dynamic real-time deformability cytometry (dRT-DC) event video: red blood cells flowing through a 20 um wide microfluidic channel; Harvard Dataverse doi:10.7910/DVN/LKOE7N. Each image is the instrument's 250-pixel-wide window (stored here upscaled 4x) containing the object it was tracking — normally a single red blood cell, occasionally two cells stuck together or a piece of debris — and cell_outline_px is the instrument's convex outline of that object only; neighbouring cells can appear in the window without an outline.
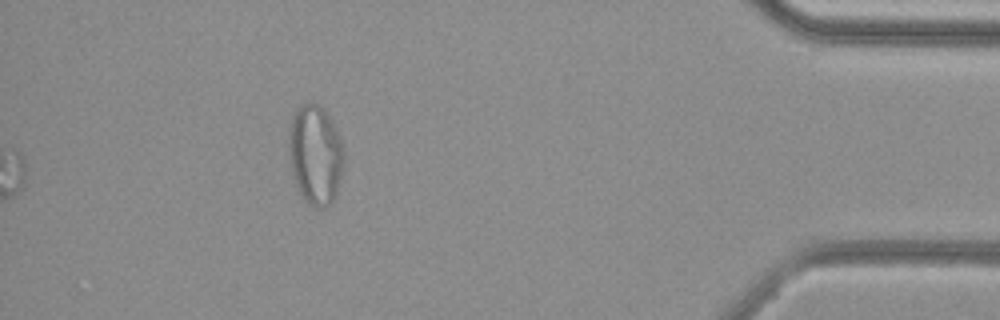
{"species": "common noctule bat (a hibernating species)", "species_latin": "Nyctalus noctula", "temperature_condition": "cold", "stored_images_in_passage": 39, "segment_of_instrument_passage": [2, 2], "camera_frame_rate_fps": 3000, "um_per_image_px": 0.085, "animal": {"sex": "female", "body_mass_g": 29.2, "forearm_length_mm": 56.3}, "frame": {"image": 1, "passage_image": 39, "time_ms": 12.667, "image_size_px": [1000, 320], "cell_outline_px": [[344, 164], [336, 192], [332, 200], [324, 208], [316, 208], [308, 204], [304, 200], [296, 188], [292, 172], [288, 152], [288, 136], [292, 116], [304, 104], [316, 104], [328, 116], [336, 128], [344, 148]], "centroid_in_image_um": [26.79, 13.2], "position_along_channel_um": 408.4, "area_um2": 31.85}}